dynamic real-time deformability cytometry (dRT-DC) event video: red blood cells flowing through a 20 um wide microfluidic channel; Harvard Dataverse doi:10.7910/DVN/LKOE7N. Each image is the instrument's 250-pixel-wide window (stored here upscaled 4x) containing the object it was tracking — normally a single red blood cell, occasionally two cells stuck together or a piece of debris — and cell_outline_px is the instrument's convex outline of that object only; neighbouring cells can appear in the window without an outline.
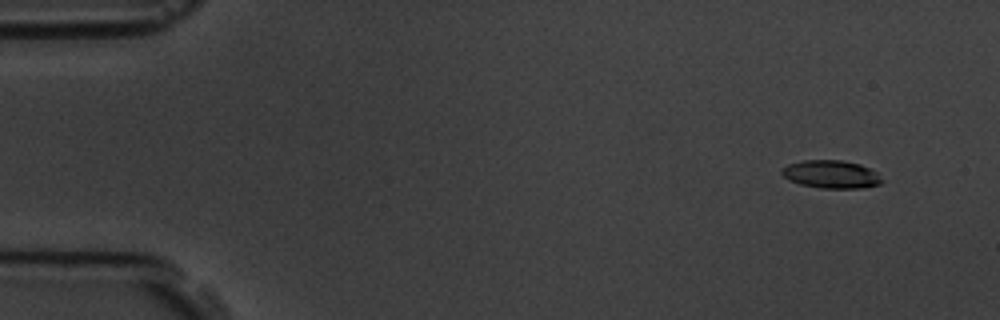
{"species": "common noctule bat (a hibernating species)", "species_latin": "Nyctalus noctula", "temperature_condition": "room temperature", "stored_images_in_passage": 14, "camera_frame_rate_fps": 3000, "um_per_image_px": 0.085, "animal": {"sex": "male", "body_mass_g": 19.5, "forearm_length_mm": 54.6}, "frame": {"image": 1, "passage_image": 1, "time_ms": 0.0, "image_size_px": [1000, 320], "cell_outline_px": [[884, 180], [880, 184], [864, 188], [820, 188], [800, 184], [788, 180], [780, 172], [788, 164], [804, 160], [844, 160], [860, 164], [876, 172]], "centroid_in_image_um": [70.67, 14.82], "position_along_channel_um": 14.3, "area_um2": 16.36}}
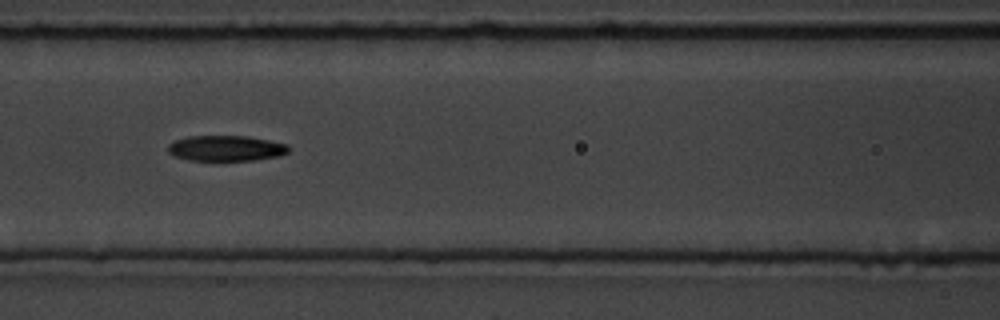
{"frame": {"image": 2, "passage_image": 6, "time_ms": 6.667, "image_size_px": [1000, 320], "cell_outline_px": [[292, 148], [288, 152], [280, 156], [256, 160], [188, 160], [176, 156], [168, 152], [168, 144], [176, 140], [188, 136], [248, 136], [288, 144]], "centroid_in_image_um": [19.26, 12.6], "position_along_channel_um": 147.3, "area_um2": 18.03}}
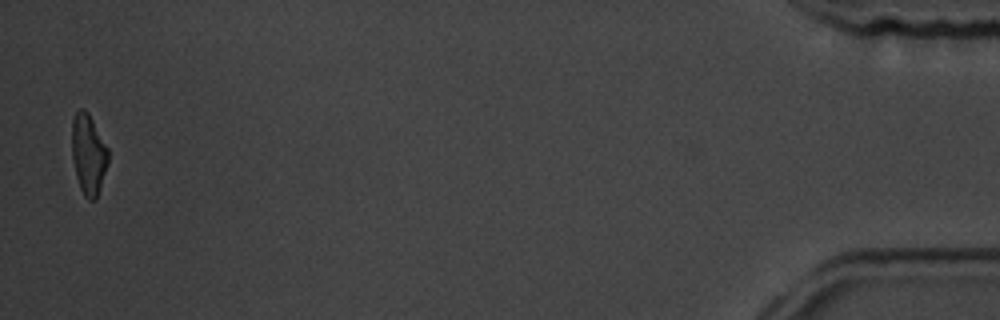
{"frame": {"image": 3, "passage_image": 14, "time_ms": 16.667, "image_size_px": [1000, 320], "cell_outline_px": [[108, 164], [96, 200], [88, 200], [84, 196], [80, 188], [76, 176], [72, 160], [72, 120], [76, 112], [80, 108], [84, 108], [88, 112], [108, 148]], "centroid_in_image_um": [7.51, 13.12], "position_along_channel_um": 427.7, "area_um2": 17.11}, "authors_computed_cell_mechanics": {"area_um2": 18.4093, "velocity_mm_per_s": 3.73, "shape_relaxation_time_tau1_ms": 3.8953, "shape_relaxation_time_tau2_ms": 11.131, "deformation_change_tau1": 0.1469, "deformation_change_tau2": 0.2372}}